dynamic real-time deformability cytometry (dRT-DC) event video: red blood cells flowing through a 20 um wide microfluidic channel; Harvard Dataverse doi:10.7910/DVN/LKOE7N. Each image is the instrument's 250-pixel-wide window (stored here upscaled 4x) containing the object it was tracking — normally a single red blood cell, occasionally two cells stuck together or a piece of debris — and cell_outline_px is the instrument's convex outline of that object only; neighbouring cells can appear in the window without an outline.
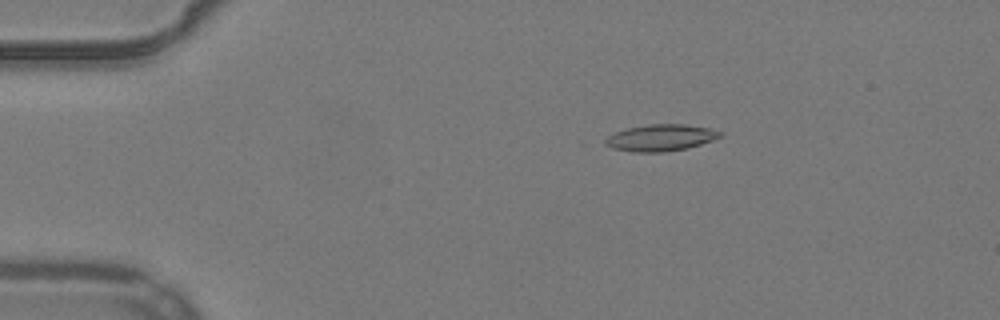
{"species": "common noctule bat (a hibernating species)", "species_latin": "Nyctalus noctula", "temperature_condition": "warm", "stored_images_in_passage": 24, "camera_frame_rate_fps": 3000, "um_per_image_px": 0.085, "animal": {"sex": "male", "body_mass_g": 19.2, "forearm_length_mm": 51.8}, "frame": {"image": 1, "passage_image": 10, "time_ms": 3.0, "image_size_px": [1000, 320], "cell_outline_px": [[720, 136], [712, 140], [688, 148], [664, 152], [636, 152], [612, 148], [604, 144], [604, 140], [608, 136], [616, 132], [628, 128], [652, 124], [684, 124], [708, 128], [720, 132]], "centroid_in_image_um": [56.12, 11.71], "position_along_channel_um": 28.9, "area_um2": 17.51}}
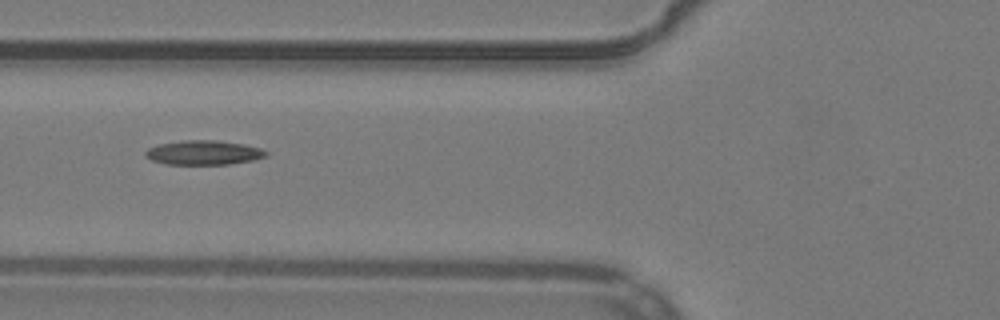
{"frame": {"image": 2, "passage_image": 21, "time_ms": 6.667, "image_size_px": [1000, 320], "cell_outline_px": [[268, 156], [252, 160], [228, 164], [164, 164], [152, 160], [144, 156], [144, 152], [148, 148], [160, 144], [184, 140], [216, 140], [244, 144], [260, 148], [268, 152]], "centroid_in_image_um": [17.3, 12.97], "position_along_channel_um": 108.5, "area_um2": 17.11}}
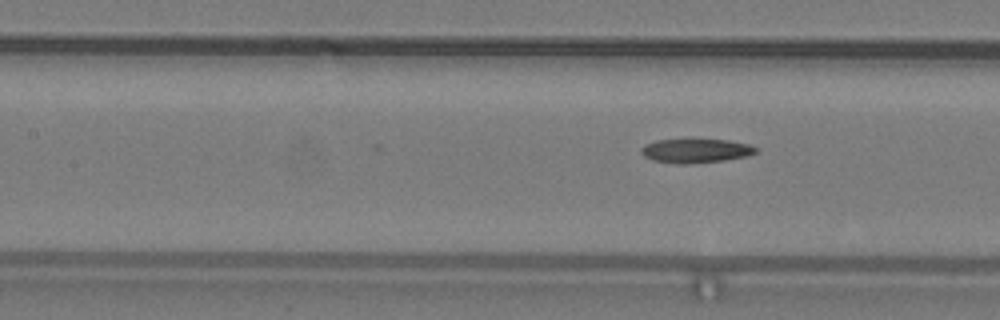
{"frame": {"image": 3, "passage_image": 24, "time_ms": 7.667, "image_size_px": [1000, 320], "cell_outline_px": [[760, 148], [756, 152], [748, 156], [724, 160], [688, 164], [676, 164], [652, 160], [644, 156], [640, 152], [640, 148], [644, 144], [656, 140], [692, 136], [728, 140], [748, 144]], "centroid_in_image_um": [59.11, 12.76], "position_along_channel_um": 148.3, "area_um2": 17.17}}